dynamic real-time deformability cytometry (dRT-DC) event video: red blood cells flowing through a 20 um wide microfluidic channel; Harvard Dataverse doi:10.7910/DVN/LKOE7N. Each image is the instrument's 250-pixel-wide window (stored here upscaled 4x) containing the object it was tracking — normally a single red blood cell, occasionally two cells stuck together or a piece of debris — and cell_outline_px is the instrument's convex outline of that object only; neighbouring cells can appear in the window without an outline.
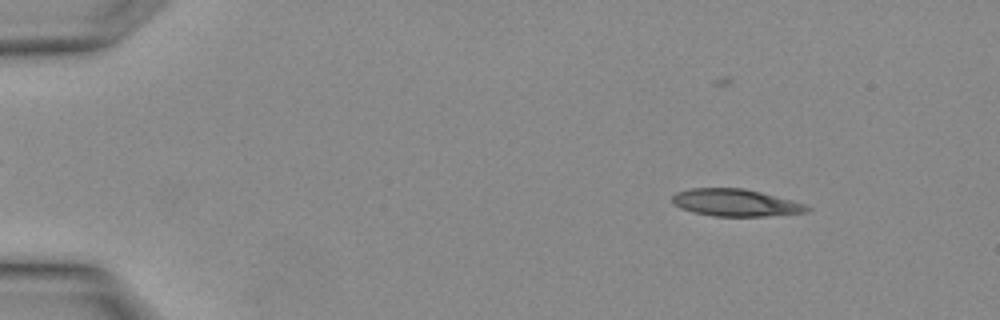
{"species": "Egyptian fruit bat (a non-hibernating species)", "species_latin": "Rousettus aegyptiacus", "temperature_condition": "warm", "stored_images_in_passage": 2, "camera_frame_rate_fps": 3000, "um_per_image_px": 0.085, "animal": {"sex": "female"}, "frame": {"image": 1, "passage_image": 2, "time_ms": 0.333, "image_size_px": [1000, 320], "cell_outline_px": [[812, 208], [808, 212], [764, 216], [712, 216], [692, 212], [680, 208], [672, 200], [672, 196], [676, 192], [688, 188], [744, 188], [792, 200], [804, 204]], "centroid_in_image_um": [62.51, 17.23], "position_along_channel_um": 22.5, "area_um2": 21.33}}